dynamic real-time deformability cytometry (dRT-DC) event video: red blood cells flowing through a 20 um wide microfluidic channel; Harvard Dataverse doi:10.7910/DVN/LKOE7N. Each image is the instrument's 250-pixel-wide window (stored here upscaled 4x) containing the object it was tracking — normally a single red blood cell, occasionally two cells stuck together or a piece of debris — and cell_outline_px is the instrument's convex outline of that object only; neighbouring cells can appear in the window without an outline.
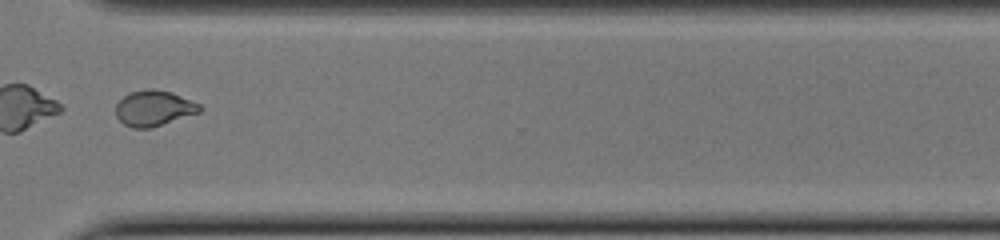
{"species": "common noctule bat (a hibernating species)", "species_latin": "Nyctalus noctula", "temperature_condition": "cold", "stored_images_in_passage": 50, "segment_of_instrument_passage": [2, 2], "camera_frame_rate_fps": 3000, "um_per_image_px": 0.085, "animal": {"sex": "female", "body_mass_g": 22.0, "forearm_length_mm": 56.7}, "frame": {"image": 1, "passage_image": 38, "time_ms": 12.333, "image_size_px": [1000, 240], "cell_outline_px": [[200, 112], [152, 128], [132, 128], [124, 124], [116, 116], [116, 104], [124, 96], [132, 92], [152, 88], [172, 92], [200, 104]], "centroid_in_image_um": [13.07, 9.21], "position_along_channel_um": 357.5, "area_um2": 17.28}}